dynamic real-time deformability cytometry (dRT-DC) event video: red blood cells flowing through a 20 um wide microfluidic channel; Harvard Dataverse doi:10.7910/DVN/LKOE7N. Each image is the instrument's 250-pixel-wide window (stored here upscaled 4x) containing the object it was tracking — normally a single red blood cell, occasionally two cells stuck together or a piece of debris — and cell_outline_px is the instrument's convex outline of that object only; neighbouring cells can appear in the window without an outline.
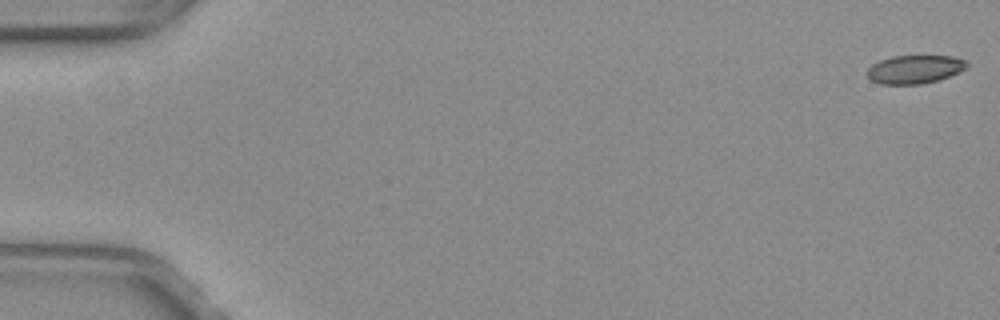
{"species": "common noctule bat (a hibernating species)", "species_latin": "Nyctalus noctula", "temperature_condition": "warm", "stored_images_in_passage": 53, "camera_frame_rate_fps": 3000, "um_per_image_px": 0.085, "animal": {"sex": "female", "body_mass_g": 29.2, "forearm_length_mm": 56.3}, "frame": {"image": 1, "passage_image": 1, "time_ms": 0.0, "image_size_px": [1000, 320], "cell_outline_px": [[968, 64], [964, 68], [940, 80], [920, 84], [880, 84], [872, 80], [868, 76], [868, 68], [872, 64], [880, 60], [892, 56], [952, 56], [968, 60]], "centroid_in_image_um": [77.74, 5.88], "position_along_channel_um": 7.3, "area_um2": 16.36}}
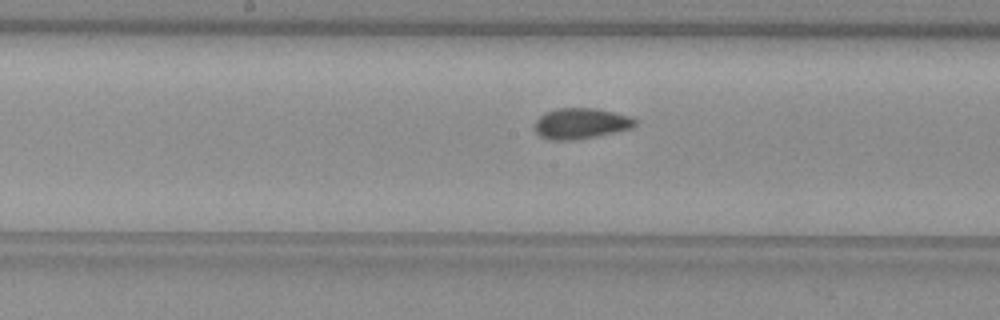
{"frame": {"image": 2, "passage_image": 28, "time_ms": 9.0, "image_size_px": [1000, 320], "cell_outline_px": [[636, 124], [628, 128], [596, 136], [572, 140], [552, 140], [540, 136], [536, 132], [536, 120], [544, 112], [556, 108], [596, 108], [628, 116], [636, 120]], "centroid_in_image_um": [49.31, 10.48], "position_along_channel_um": 198.9, "area_um2": 17.63}}
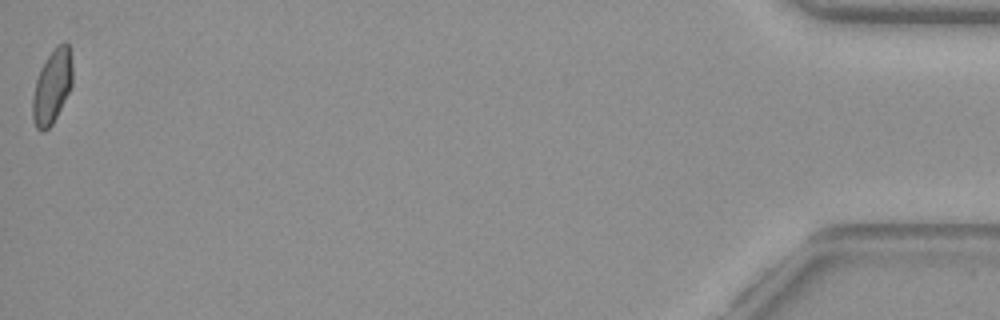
{"frame": {"image": 3, "passage_image": 53, "time_ms": 17.333, "image_size_px": [1000, 320], "cell_outline_px": [[72, 84], [52, 124], [44, 132], [40, 132], [36, 128], [32, 116], [32, 96], [36, 80], [40, 68], [56, 44], [64, 40], [68, 44], [72, 64]], "centroid_in_image_um": [4.41, 7.33], "position_along_channel_um": 430.8, "area_um2": 17.17}, "authors_computed_cell_mechanics": {"area_um2": 17.4556, "velocity_mm_per_s": 3.9859, "shape_relaxation_time_tau1_ms": null, "shape_relaxation_time_tau2_ms": 0.9028, "deformation_change_tau1": null, "deformation_change_tau2": 0.0497}}